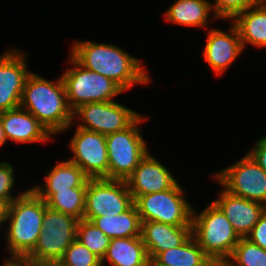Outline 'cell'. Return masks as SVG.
<instances>
[{
  "mask_svg": "<svg viewBox=\"0 0 266 266\" xmlns=\"http://www.w3.org/2000/svg\"><path fill=\"white\" fill-rule=\"evenodd\" d=\"M248 154L266 172V136L261 137Z\"/></svg>",
  "mask_w": 266,
  "mask_h": 266,
  "instance_id": "32",
  "label": "cell"
},
{
  "mask_svg": "<svg viewBox=\"0 0 266 266\" xmlns=\"http://www.w3.org/2000/svg\"><path fill=\"white\" fill-rule=\"evenodd\" d=\"M61 260L68 266H101V259L75 239Z\"/></svg>",
  "mask_w": 266,
  "mask_h": 266,
  "instance_id": "28",
  "label": "cell"
},
{
  "mask_svg": "<svg viewBox=\"0 0 266 266\" xmlns=\"http://www.w3.org/2000/svg\"><path fill=\"white\" fill-rule=\"evenodd\" d=\"M125 181L133 201L141 195L168 190L177 183L170 171L149 152Z\"/></svg>",
  "mask_w": 266,
  "mask_h": 266,
  "instance_id": "14",
  "label": "cell"
},
{
  "mask_svg": "<svg viewBox=\"0 0 266 266\" xmlns=\"http://www.w3.org/2000/svg\"><path fill=\"white\" fill-rule=\"evenodd\" d=\"M243 49L247 44L266 49V0L239 13L233 20Z\"/></svg>",
  "mask_w": 266,
  "mask_h": 266,
  "instance_id": "19",
  "label": "cell"
},
{
  "mask_svg": "<svg viewBox=\"0 0 266 266\" xmlns=\"http://www.w3.org/2000/svg\"><path fill=\"white\" fill-rule=\"evenodd\" d=\"M214 178L232 195L266 206V172L248 153Z\"/></svg>",
  "mask_w": 266,
  "mask_h": 266,
  "instance_id": "10",
  "label": "cell"
},
{
  "mask_svg": "<svg viewBox=\"0 0 266 266\" xmlns=\"http://www.w3.org/2000/svg\"><path fill=\"white\" fill-rule=\"evenodd\" d=\"M148 266H159V265H156L152 260H150Z\"/></svg>",
  "mask_w": 266,
  "mask_h": 266,
  "instance_id": "37",
  "label": "cell"
},
{
  "mask_svg": "<svg viewBox=\"0 0 266 266\" xmlns=\"http://www.w3.org/2000/svg\"><path fill=\"white\" fill-rule=\"evenodd\" d=\"M2 124L6 139L17 143L45 142L52 136L33 114L21 107L2 112Z\"/></svg>",
  "mask_w": 266,
  "mask_h": 266,
  "instance_id": "18",
  "label": "cell"
},
{
  "mask_svg": "<svg viewBox=\"0 0 266 266\" xmlns=\"http://www.w3.org/2000/svg\"><path fill=\"white\" fill-rule=\"evenodd\" d=\"M91 222L110 239L141 236V220L135 203L120 214L95 217Z\"/></svg>",
  "mask_w": 266,
  "mask_h": 266,
  "instance_id": "23",
  "label": "cell"
},
{
  "mask_svg": "<svg viewBox=\"0 0 266 266\" xmlns=\"http://www.w3.org/2000/svg\"><path fill=\"white\" fill-rule=\"evenodd\" d=\"M152 261L159 266H216L193 235L179 247L158 253Z\"/></svg>",
  "mask_w": 266,
  "mask_h": 266,
  "instance_id": "22",
  "label": "cell"
},
{
  "mask_svg": "<svg viewBox=\"0 0 266 266\" xmlns=\"http://www.w3.org/2000/svg\"><path fill=\"white\" fill-rule=\"evenodd\" d=\"M211 11V3L207 0H177L164 13V18L178 25L205 27Z\"/></svg>",
  "mask_w": 266,
  "mask_h": 266,
  "instance_id": "24",
  "label": "cell"
},
{
  "mask_svg": "<svg viewBox=\"0 0 266 266\" xmlns=\"http://www.w3.org/2000/svg\"><path fill=\"white\" fill-rule=\"evenodd\" d=\"M7 141L5 134H4V129H3V124H2V112L0 113V148L1 146Z\"/></svg>",
  "mask_w": 266,
  "mask_h": 266,
  "instance_id": "35",
  "label": "cell"
},
{
  "mask_svg": "<svg viewBox=\"0 0 266 266\" xmlns=\"http://www.w3.org/2000/svg\"><path fill=\"white\" fill-rule=\"evenodd\" d=\"M2 266H36L34 263L27 262L22 259H9L4 261Z\"/></svg>",
  "mask_w": 266,
  "mask_h": 266,
  "instance_id": "33",
  "label": "cell"
},
{
  "mask_svg": "<svg viewBox=\"0 0 266 266\" xmlns=\"http://www.w3.org/2000/svg\"><path fill=\"white\" fill-rule=\"evenodd\" d=\"M262 0H215L211 4L213 18L233 20L239 13L244 12L250 7L258 5Z\"/></svg>",
  "mask_w": 266,
  "mask_h": 266,
  "instance_id": "29",
  "label": "cell"
},
{
  "mask_svg": "<svg viewBox=\"0 0 266 266\" xmlns=\"http://www.w3.org/2000/svg\"><path fill=\"white\" fill-rule=\"evenodd\" d=\"M14 169L8 162H0V202L6 207L16 198L21 196V192L17 197L12 196L11 189L14 186Z\"/></svg>",
  "mask_w": 266,
  "mask_h": 266,
  "instance_id": "30",
  "label": "cell"
},
{
  "mask_svg": "<svg viewBox=\"0 0 266 266\" xmlns=\"http://www.w3.org/2000/svg\"><path fill=\"white\" fill-rule=\"evenodd\" d=\"M146 119L140 115L125 130L106 135L108 179L125 181L148 153L139 126Z\"/></svg>",
  "mask_w": 266,
  "mask_h": 266,
  "instance_id": "5",
  "label": "cell"
},
{
  "mask_svg": "<svg viewBox=\"0 0 266 266\" xmlns=\"http://www.w3.org/2000/svg\"><path fill=\"white\" fill-rule=\"evenodd\" d=\"M20 107L33 114L53 136L73 123V111L62 77L55 83L31 72L24 85Z\"/></svg>",
  "mask_w": 266,
  "mask_h": 266,
  "instance_id": "2",
  "label": "cell"
},
{
  "mask_svg": "<svg viewBox=\"0 0 266 266\" xmlns=\"http://www.w3.org/2000/svg\"><path fill=\"white\" fill-rule=\"evenodd\" d=\"M141 114L115 101L92 102L73 111V122L79 118L78 127L103 135L119 132L129 127Z\"/></svg>",
  "mask_w": 266,
  "mask_h": 266,
  "instance_id": "11",
  "label": "cell"
},
{
  "mask_svg": "<svg viewBox=\"0 0 266 266\" xmlns=\"http://www.w3.org/2000/svg\"><path fill=\"white\" fill-rule=\"evenodd\" d=\"M77 223L76 218L47 206L37 244L24 260L36 265L48 260L61 259L65 250L76 239Z\"/></svg>",
  "mask_w": 266,
  "mask_h": 266,
  "instance_id": "7",
  "label": "cell"
},
{
  "mask_svg": "<svg viewBox=\"0 0 266 266\" xmlns=\"http://www.w3.org/2000/svg\"><path fill=\"white\" fill-rule=\"evenodd\" d=\"M89 177L75 163L70 161L59 162L49 170L45 177L44 186H35L31 189L35 193H55L76 187H87Z\"/></svg>",
  "mask_w": 266,
  "mask_h": 266,
  "instance_id": "21",
  "label": "cell"
},
{
  "mask_svg": "<svg viewBox=\"0 0 266 266\" xmlns=\"http://www.w3.org/2000/svg\"><path fill=\"white\" fill-rule=\"evenodd\" d=\"M45 201L31 188L13 200L5 212V224L9 221L6 240L10 259L24 260L37 244L42 230Z\"/></svg>",
  "mask_w": 266,
  "mask_h": 266,
  "instance_id": "3",
  "label": "cell"
},
{
  "mask_svg": "<svg viewBox=\"0 0 266 266\" xmlns=\"http://www.w3.org/2000/svg\"><path fill=\"white\" fill-rule=\"evenodd\" d=\"M87 187L70 188L69 190L56 191L55 193H36L42 198L46 206L60 211L66 215L83 219L85 212V194Z\"/></svg>",
  "mask_w": 266,
  "mask_h": 266,
  "instance_id": "25",
  "label": "cell"
},
{
  "mask_svg": "<svg viewBox=\"0 0 266 266\" xmlns=\"http://www.w3.org/2000/svg\"><path fill=\"white\" fill-rule=\"evenodd\" d=\"M106 259L112 266H148L150 261L141 236L111 239L102 265Z\"/></svg>",
  "mask_w": 266,
  "mask_h": 266,
  "instance_id": "20",
  "label": "cell"
},
{
  "mask_svg": "<svg viewBox=\"0 0 266 266\" xmlns=\"http://www.w3.org/2000/svg\"><path fill=\"white\" fill-rule=\"evenodd\" d=\"M224 266H266V250L247 238H240Z\"/></svg>",
  "mask_w": 266,
  "mask_h": 266,
  "instance_id": "26",
  "label": "cell"
},
{
  "mask_svg": "<svg viewBox=\"0 0 266 266\" xmlns=\"http://www.w3.org/2000/svg\"><path fill=\"white\" fill-rule=\"evenodd\" d=\"M177 182L172 188L141 195L135 201L141 222L157 221L174 226H192L193 207Z\"/></svg>",
  "mask_w": 266,
  "mask_h": 266,
  "instance_id": "8",
  "label": "cell"
},
{
  "mask_svg": "<svg viewBox=\"0 0 266 266\" xmlns=\"http://www.w3.org/2000/svg\"><path fill=\"white\" fill-rule=\"evenodd\" d=\"M192 235V226H174L157 221L141 222V238L152 260L158 253L182 245Z\"/></svg>",
  "mask_w": 266,
  "mask_h": 266,
  "instance_id": "17",
  "label": "cell"
},
{
  "mask_svg": "<svg viewBox=\"0 0 266 266\" xmlns=\"http://www.w3.org/2000/svg\"><path fill=\"white\" fill-rule=\"evenodd\" d=\"M213 203L222 211L230 221L235 232L240 238H246L266 206L259 202L247 200L243 197L232 195L223 189Z\"/></svg>",
  "mask_w": 266,
  "mask_h": 266,
  "instance_id": "16",
  "label": "cell"
},
{
  "mask_svg": "<svg viewBox=\"0 0 266 266\" xmlns=\"http://www.w3.org/2000/svg\"><path fill=\"white\" fill-rule=\"evenodd\" d=\"M0 55V113L20 107L28 75L25 53L8 49Z\"/></svg>",
  "mask_w": 266,
  "mask_h": 266,
  "instance_id": "13",
  "label": "cell"
},
{
  "mask_svg": "<svg viewBox=\"0 0 266 266\" xmlns=\"http://www.w3.org/2000/svg\"><path fill=\"white\" fill-rule=\"evenodd\" d=\"M228 32L211 29L202 53L217 76L222 75L244 50L239 31L233 23Z\"/></svg>",
  "mask_w": 266,
  "mask_h": 266,
  "instance_id": "15",
  "label": "cell"
},
{
  "mask_svg": "<svg viewBox=\"0 0 266 266\" xmlns=\"http://www.w3.org/2000/svg\"><path fill=\"white\" fill-rule=\"evenodd\" d=\"M6 206L0 202V226L5 223Z\"/></svg>",
  "mask_w": 266,
  "mask_h": 266,
  "instance_id": "36",
  "label": "cell"
},
{
  "mask_svg": "<svg viewBox=\"0 0 266 266\" xmlns=\"http://www.w3.org/2000/svg\"><path fill=\"white\" fill-rule=\"evenodd\" d=\"M70 55L84 68L117 83L124 91L135 84H149L144 64L113 44L76 41Z\"/></svg>",
  "mask_w": 266,
  "mask_h": 266,
  "instance_id": "1",
  "label": "cell"
},
{
  "mask_svg": "<svg viewBox=\"0 0 266 266\" xmlns=\"http://www.w3.org/2000/svg\"><path fill=\"white\" fill-rule=\"evenodd\" d=\"M134 203L126 181L107 178H89L85 194L83 219L115 216Z\"/></svg>",
  "mask_w": 266,
  "mask_h": 266,
  "instance_id": "9",
  "label": "cell"
},
{
  "mask_svg": "<svg viewBox=\"0 0 266 266\" xmlns=\"http://www.w3.org/2000/svg\"><path fill=\"white\" fill-rule=\"evenodd\" d=\"M76 239L101 260L106 254L111 239L91 221L81 219L76 227Z\"/></svg>",
  "mask_w": 266,
  "mask_h": 266,
  "instance_id": "27",
  "label": "cell"
},
{
  "mask_svg": "<svg viewBox=\"0 0 266 266\" xmlns=\"http://www.w3.org/2000/svg\"><path fill=\"white\" fill-rule=\"evenodd\" d=\"M69 146L74 155L69 160L89 178L108 179L106 135L77 127Z\"/></svg>",
  "mask_w": 266,
  "mask_h": 266,
  "instance_id": "12",
  "label": "cell"
},
{
  "mask_svg": "<svg viewBox=\"0 0 266 266\" xmlns=\"http://www.w3.org/2000/svg\"><path fill=\"white\" fill-rule=\"evenodd\" d=\"M246 238L266 250V209Z\"/></svg>",
  "mask_w": 266,
  "mask_h": 266,
  "instance_id": "31",
  "label": "cell"
},
{
  "mask_svg": "<svg viewBox=\"0 0 266 266\" xmlns=\"http://www.w3.org/2000/svg\"><path fill=\"white\" fill-rule=\"evenodd\" d=\"M36 266H68L61 259L58 260H48L36 264Z\"/></svg>",
  "mask_w": 266,
  "mask_h": 266,
  "instance_id": "34",
  "label": "cell"
},
{
  "mask_svg": "<svg viewBox=\"0 0 266 266\" xmlns=\"http://www.w3.org/2000/svg\"><path fill=\"white\" fill-rule=\"evenodd\" d=\"M69 59L74 68L61 77L72 111L87 103L114 101L112 98L124 92L113 80L84 68L71 55Z\"/></svg>",
  "mask_w": 266,
  "mask_h": 266,
  "instance_id": "6",
  "label": "cell"
},
{
  "mask_svg": "<svg viewBox=\"0 0 266 266\" xmlns=\"http://www.w3.org/2000/svg\"><path fill=\"white\" fill-rule=\"evenodd\" d=\"M192 235L216 265L232 254L240 237L222 211L211 202L204 210L192 211Z\"/></svg>",
  "mask_w": 266,
  "mask_h": 266,
  "instance_id": "4",
  "label": "cell"
}]
</instances>
